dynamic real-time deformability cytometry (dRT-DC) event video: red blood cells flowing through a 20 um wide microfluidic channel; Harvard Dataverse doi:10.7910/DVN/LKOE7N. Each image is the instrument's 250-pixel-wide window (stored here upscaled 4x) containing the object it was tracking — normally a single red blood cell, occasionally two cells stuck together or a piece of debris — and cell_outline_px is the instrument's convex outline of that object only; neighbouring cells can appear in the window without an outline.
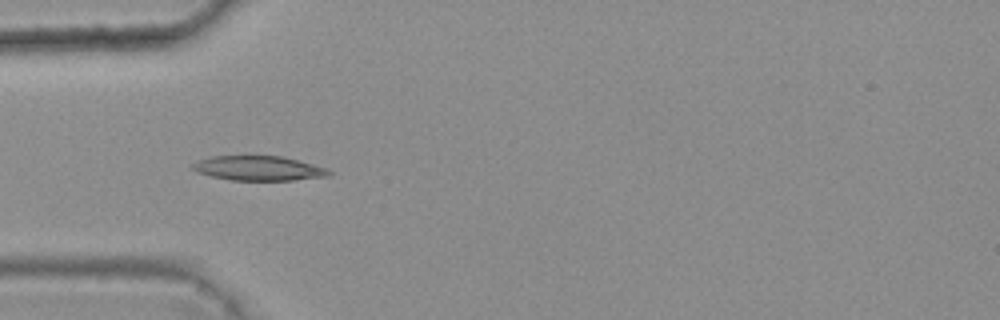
{"species": "common noctule bat (a hibernating species)", "species_latin": "Nyctalus noctula", "temperature_condition": "warm", "stored_images_in_passage": 5, "camera_frame_rate_fps": 3000, "um_per_image_px": 0.085, "animal": {"sex": "female", "body_mass_g": 25.1}, "frame": {"image": 1, "passage_image": 4, "time_ms": 1.0, "image_size_px": [1000, 320], "cell_outline_px": [[332, 172], [328, 176], [292, 180], [232, 180], [212, 176], [196, 172], [192, 168], [192, 164], [200, 160], [212, 156], [280, 156], [328, 168]], "centroid_in_image_um": [21.98, 14.3], "position_along_channel_um": 63.0, "area_um2": 19.31}}
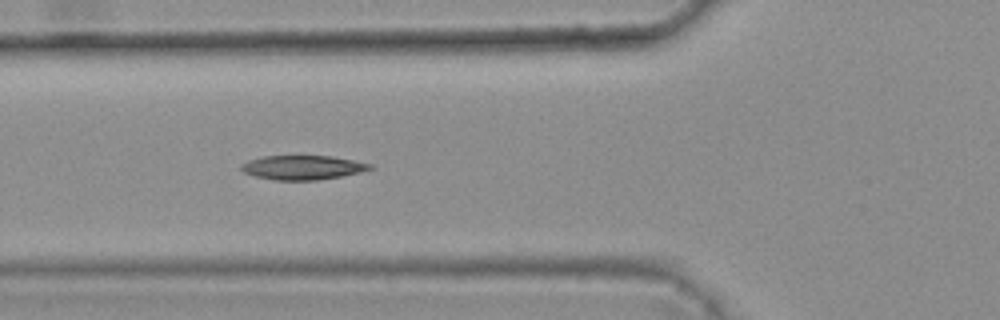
{"frame": {"image": 2, "passage_image": 5, "time_ms": 1.333, "image_size_px": [1000, 320], "cell_outline_px": [[372, 168], [360, 172], [340, 176], [316, 180], [272, 180], [256, 176], [244, 172], [240, 168], [240, 164], [248, 160], [264, 156], [332, 156], [372, 164]], "centroid_in_image_um": [25.68, 14.23], "position_along_channel_um": 100.1, "area_um2": 18.03}}